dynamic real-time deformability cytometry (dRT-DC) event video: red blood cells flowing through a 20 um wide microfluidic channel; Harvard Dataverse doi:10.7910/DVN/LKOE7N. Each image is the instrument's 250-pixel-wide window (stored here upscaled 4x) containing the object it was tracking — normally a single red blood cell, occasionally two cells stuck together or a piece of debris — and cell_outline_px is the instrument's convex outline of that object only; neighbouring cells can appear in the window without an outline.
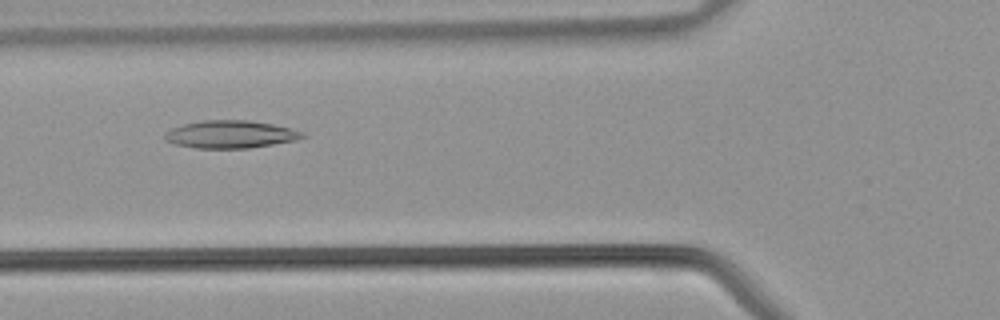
{"species": "common noctule bat (a hibernating species)", "species_latin": "Nyctalus noctula", "temperature_condition": "warm", "stored_images_in_passage": 29, "camera_frame_rate_fps": 3000, "um_per_image_px": 0.085, "animal": {"sex": "male", "body_mass_g": 21.5, "forearm_length_mm": 52.0}, "frame": {"image": 1, "passage_image": 3, "time_ms": 0.667, "image_size_px": [1000, 320], "cell_outline_px": [[308, 136], [296, 140], [248, 148], [196, 148], [176, 144], [164, 140], [164, 132], [172, 128], [184, 124], [204, 120], [248, 120], [272, 124], [292, 128], [308, 132]], "centroid_in_image_um": [19.64, 11.41], "position_along_channel_um": 106.2, "area_um2": 22.31}}
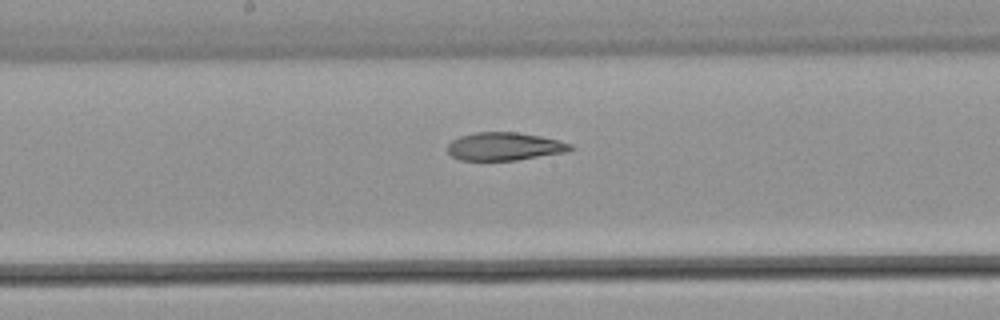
{"frame": {"image": 2, "passage_image": 9, "time_ms": 2.667, "image_size_px": [1000, 320], "cell_outline_px": [[576, 148], [568, 152], [516, 160], [460, 160], [452, 156], [448, 152], [448, 144], [452, 140], [460, 136], [476, 132], [516, 132], [540, 136], [572, 144]], "centroid_in_image_um": [42.9, 12.45], "position_along_channel_um": 205.3, "area_um2": 20.06}}
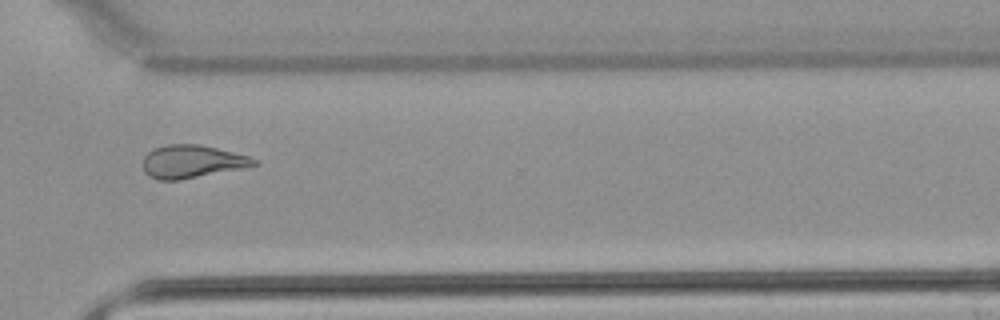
{"frame": {"image": 3, "passage_image": 18, "time_ms": 5.667, "image_size_px": [1000, 320], "cell_outline_px": [[260, 164], [180, 180], [160, 180], [148, 176], [144, 172], [144, 156], [152, 148], [168, 144], [200, 144], [248, 156], [256, 160]], "centroid_in_image_um": [16.27, 13.72], "position_along_channel_um": 354.3, "area_um2": 21.1}}